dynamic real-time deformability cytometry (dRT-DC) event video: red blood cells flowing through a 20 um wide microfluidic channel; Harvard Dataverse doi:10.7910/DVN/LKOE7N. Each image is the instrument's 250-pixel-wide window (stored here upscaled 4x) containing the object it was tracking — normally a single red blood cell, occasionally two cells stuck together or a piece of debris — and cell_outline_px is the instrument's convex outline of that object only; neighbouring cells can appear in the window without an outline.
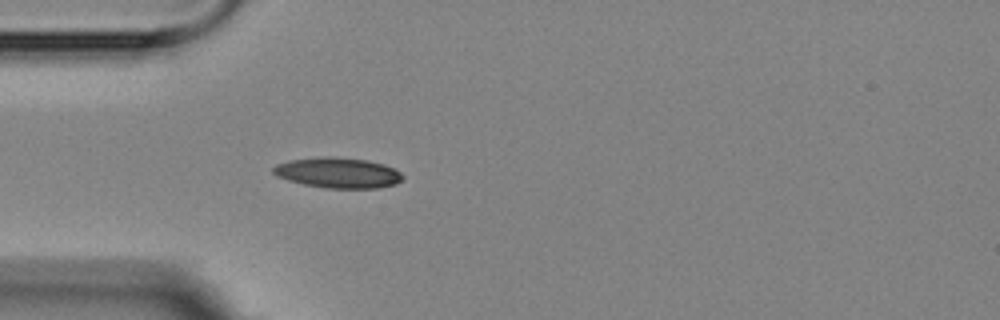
{"species": "Egyptian fruit bat (a non-hibernating species)", "species_latin": "Rousettus aegyptiacus", "temperature_condition": "room temperature", "stored_images_in_passage": 3, "camera_frame_rate_fps": 3000, "um_per_image_px": 0.085, "animal": {"sex": "female"}, "frame": {"image": 1, "passage_image": 3, "time_ms": 2.0, "image_size_px": [1000, 320], "cell_outline_px": [[404, 180], [396, 184], [380, 188], [324, 188], [304, 184], [288, 180], [276, 176], [272, 172], [272, 168], [276, 164], [288, 160], [324, 156], [368, 160], [384, 164], [400, 172], [404, 176]], "centroid_in_image_um": [28.73, 14.69], "position_along_channel_um": 56.3, "area_um2": 23.12}}